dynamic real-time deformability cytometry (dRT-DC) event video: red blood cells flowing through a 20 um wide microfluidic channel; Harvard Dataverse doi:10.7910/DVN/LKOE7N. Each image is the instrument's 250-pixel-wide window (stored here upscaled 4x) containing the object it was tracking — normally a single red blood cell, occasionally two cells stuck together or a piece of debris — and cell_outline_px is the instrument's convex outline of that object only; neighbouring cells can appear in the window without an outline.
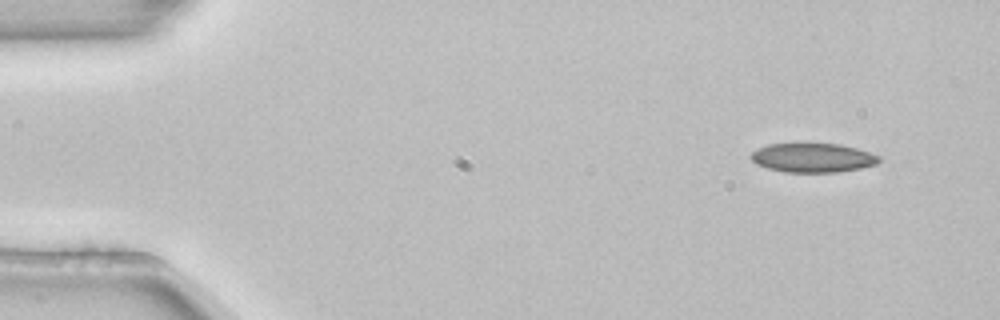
{"species": "common noctule bat (a hibernating species)", "species_latin": "Nyctalus noctula", "temperature_condition": "room temperature", "stored_images_in_passage": 5, "segment_of_instrument_passage": [2, 2], "camera_frame_rate_fps": 3000, "um_per_image_px": 0.085, "animal": {"sex": "female", "body_mass_g": 22.7, "forearm_length_mm": 54.2}, "frame": {"image": 1, "passage_image": 5, "time_ms": 1.333, "image_size_px": [1000, 320], "cell_outline_px": [[880, 160], [876, 164], [860, 168], [836, 172], [784, 172], [768, 168], [756, 164], [748, 156], [756, 148], [768, 144], [800, 140], [804, 140], [840, 144], [856, 148], [880, 156]], "centroid_in_image_um": [69.01, 13.35], "position_along_channel_um": 16.0, "area_um2": 22.77}}